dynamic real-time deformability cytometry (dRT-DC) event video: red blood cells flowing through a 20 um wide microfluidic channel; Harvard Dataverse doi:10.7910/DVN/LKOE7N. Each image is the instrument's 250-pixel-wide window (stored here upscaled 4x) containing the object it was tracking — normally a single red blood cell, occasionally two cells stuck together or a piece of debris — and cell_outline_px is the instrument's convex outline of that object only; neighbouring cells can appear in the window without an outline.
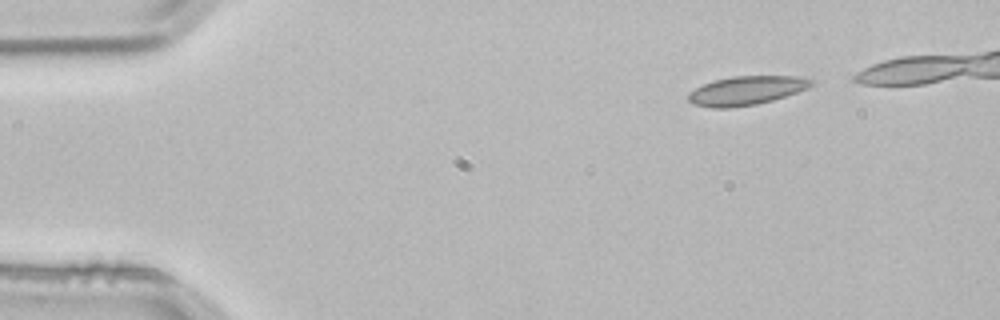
{"species": "common noctule bat (a hibernating species)", "species_latin": "Nyctalus noctula", "temperature_condition": "room temperature", "stored_images_in_passage": 4, "camera_frame_rate_fps": 3000, "um_per_image_px": 0.085, "animal": {"sex": "male", "body_mass_g": 21.5, "forearm_length_mm": 52.0}, "frame": {"image": 1, "passage_image": 1, "time_ms": 0.0, "image_size_px": [1000, 320], "cell_outline_px": [[816, 84], [808, 88], [772, 100], [756, 104], [728, 108], [712, 108], [692, 104], [688, 100], [688, 92], [712, 80], [732, 76], [796, 76], [812, 80]], "centroid_in_image_um": [63.41, 7.69], "position_along_channel_um": 21.6, "area_um2": 20.69}}